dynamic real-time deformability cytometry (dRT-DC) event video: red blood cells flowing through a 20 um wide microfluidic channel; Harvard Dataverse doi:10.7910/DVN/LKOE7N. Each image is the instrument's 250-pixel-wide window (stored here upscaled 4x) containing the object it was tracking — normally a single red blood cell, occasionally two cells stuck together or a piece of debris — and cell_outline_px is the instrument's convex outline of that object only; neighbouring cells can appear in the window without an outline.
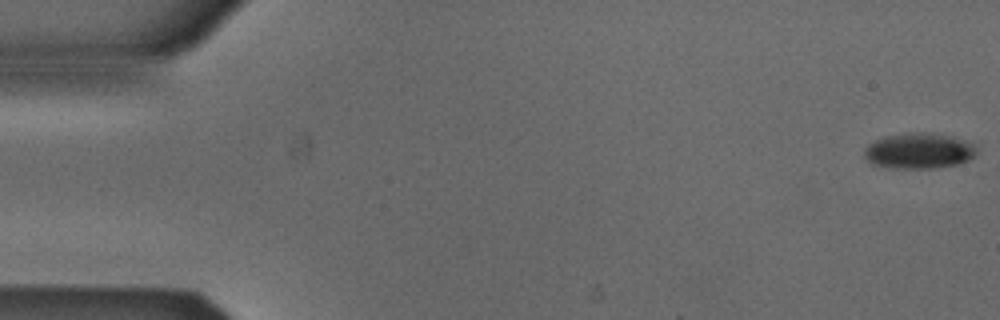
{"species": "Egyptian fruit bat (a non-hibernating species)", "species_latin": "Rousettus aegyptiacus", "temperature_condition": "cold", "stored_images_in_passage": 5, "camera_frame_rate_fps": 3000, "um_per_image_px": 0.085, "animal": {"sex": "male"}, "frame": {"image": 1, "passage_image": 1, "time_ms": 0.0, "image_size_px": [1000, 320], "cell_outline_px": [[976, 152], [968, 160], [960, 164], [932, 168], [892, 168], [872, 164], [864, 156], [864, 148], [868, 144], [876, 140], [888, 136], [920, 132], [948, 136], [964, 140], [972, 144]], "centroid_in_image_um": [78.07, 12.84], "position_along_channel_um": 6.9, "area_um2": 22.83}}
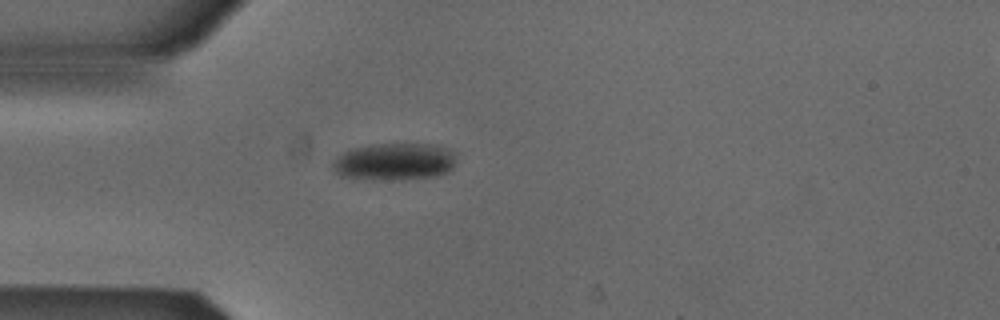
{"frame": {"image": 2, "passage_image": 5, "time_ms": 1.333, "image_size_px": [1000, 320], "cell_outline_px": [[456, 152], [452, 168], [448, 172], [436, 176], [340, 176], [332, 168], [332, 164], [336, 156], [352, 148], [372, 144], [436, 144], [448, 148]], "centroid_in_image_um": [33.57, 13.65], "position_along_channel_um": 51.4, "area_um2": 25.43}}